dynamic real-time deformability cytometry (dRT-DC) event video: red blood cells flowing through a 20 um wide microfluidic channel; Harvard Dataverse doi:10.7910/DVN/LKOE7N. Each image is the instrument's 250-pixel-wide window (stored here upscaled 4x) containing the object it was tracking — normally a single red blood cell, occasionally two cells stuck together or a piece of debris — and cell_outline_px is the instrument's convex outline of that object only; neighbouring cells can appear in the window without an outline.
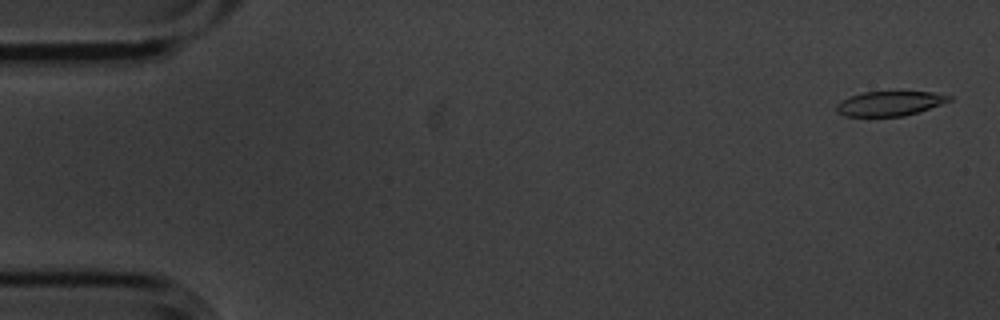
{"species": "common noctule bat (a hibernating species)", "species_latin": "Nyctalus noctula", "temperature_condition": "cold", "stored_images_in_passage": 4, "camera_frame_rate_fps": 3000, "um_per_image_px": 0.085, "animal": {"sex": "male", "body_mass_g": 20.1, "forearm_length_mm": 53.5}, "frame": {"image": 1, "passage_image": 1, "time_ms": 0.0, "image_size_px": [1000, 320], "cell_outline_px": [[952, 100], [904, 116], [844, 116], [836, 112], [836, 104], [852, 96], [864, 92], [932, 92], [952, 96]], "centroid_in_image_um": [75.61, 8.8], "position_along_channel_um": 9.4, "area_um2": 15.84}}